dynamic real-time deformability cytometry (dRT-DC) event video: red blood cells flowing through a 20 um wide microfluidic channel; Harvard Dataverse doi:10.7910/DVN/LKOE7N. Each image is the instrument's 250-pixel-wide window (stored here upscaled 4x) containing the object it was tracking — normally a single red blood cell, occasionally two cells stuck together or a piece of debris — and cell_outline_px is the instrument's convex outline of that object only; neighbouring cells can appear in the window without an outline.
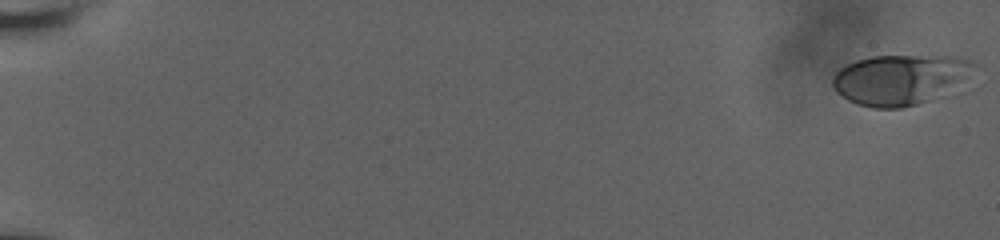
{"species": "human", "species_latin": "Homo sapiens", "temperature_condition": "room temperature", "stored_images_in_passage": 65, "camera_frame_rate_fps": 3000, "um_per_image_px": 0.085, "donor": {"sex": "male"}, "frame": {"image": 1, "passage_image": 1, "time_ms": 0.0, "image_size_px": [1000, 240], "cell_outline_px": [[972, 64], [944, 96], [916, 104], [900, 108], [872, 108], [848, 100], [836, 92], [832, 84], [832, 80], [836, 72], [840, 68], [856, 60], [872, 56], [948, 56], [968, 60]], "centroid_in_image_um": [76.35, 6.77], "position_along_channel_um": 8.7, "area_um2": 40.17}}
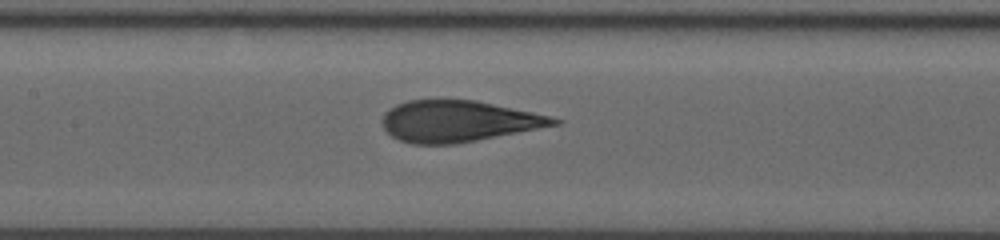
{"frame": {"image": 2, "passage_image": 33, "time_ms": 10.0, "image_size_px": [1000, 240], "cell_outline_px": [[564, 120], [560, 124], [456, 144], [412, 144], [400, 140], [392, 136], [384, 128], [380, 120], [384, 112], [388, 108], [396, 104], [408, 100], [476, 100], [552, 116]], "centroid_in_image_um": [38.93, 10.3], "position_along_channel_um": 168.5, "area_um2": 41.33}}
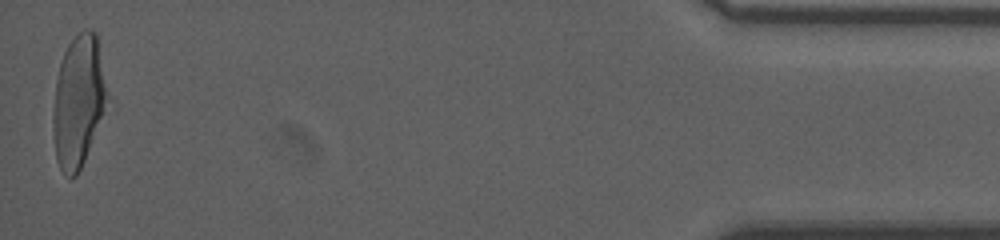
{"frame": {"image": 3, "passage_image": 65, "time_ms": 19.0, "image_size_px": [1000, 240], "cell_outline_px": [[104, 100], [100, 116], [84, 160], [76, 176], [68, 176], [60, 168], [56, 160], [52, 120], [56, 80], [60, 64], [64, 52], [68, 44], [84, 28], [88, 28], [96, 32], [104, 88]], "centroid_in_image_um": [6.58, 8.59], "position_along_channel_um": 428.6, "area_um2": 39.48}, "authors_computed_cell_mechanics": {"area_um2": 41.1536, "velocity_mm_per_s": 3.7835, "shape_relaxation_time_tau1_ms": 7.0447, "shape_relaxation_time_tau2_ms": null, "deformation_change_tau1": 0.2278, "deformation_change_tau2": null}}